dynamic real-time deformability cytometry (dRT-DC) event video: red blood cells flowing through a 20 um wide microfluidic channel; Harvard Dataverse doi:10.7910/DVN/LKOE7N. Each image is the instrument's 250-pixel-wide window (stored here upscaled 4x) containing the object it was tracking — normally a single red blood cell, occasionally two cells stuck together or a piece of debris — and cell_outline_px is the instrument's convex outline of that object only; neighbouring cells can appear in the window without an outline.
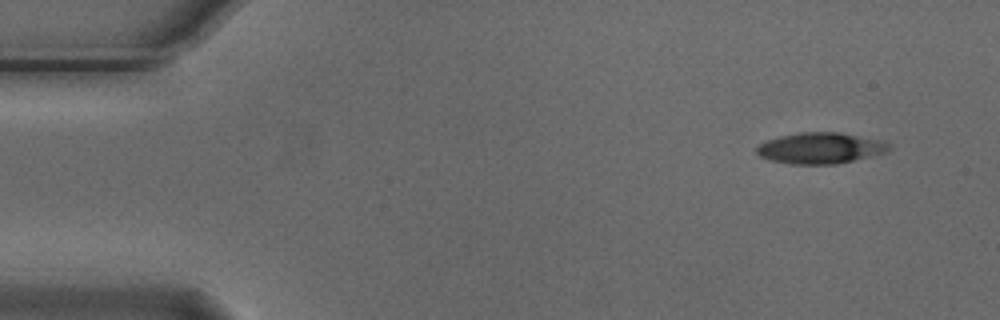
{"species": "Egyptian fruit bat (a non-hibernating species)", "species_latin": "Rousettus aegyptiacus", "temperature_condition": "cold", "stored_images_in_passage": 4, "camera_frame_rate_fps": 3000, "um_per_image_px": 0.085, "animal": {"sex": "male"}, "frame": {"image": 1, "passage_image": 1, "time_ms": 0.0, "image_size_px": [1000, 320], "cell_outline_px": [[892, 144], [884, 152], [836, 164], [792, 164], [772, 160], [760, 156], [756, 152], [756, 148], [764, 140], [780, 136], [800, 132], [840, 132], [880, 140]], "centroid_in_image_um": [69.68, 12.57], "position_along_channel_um": 15.3, "area_um2": 23.64}}